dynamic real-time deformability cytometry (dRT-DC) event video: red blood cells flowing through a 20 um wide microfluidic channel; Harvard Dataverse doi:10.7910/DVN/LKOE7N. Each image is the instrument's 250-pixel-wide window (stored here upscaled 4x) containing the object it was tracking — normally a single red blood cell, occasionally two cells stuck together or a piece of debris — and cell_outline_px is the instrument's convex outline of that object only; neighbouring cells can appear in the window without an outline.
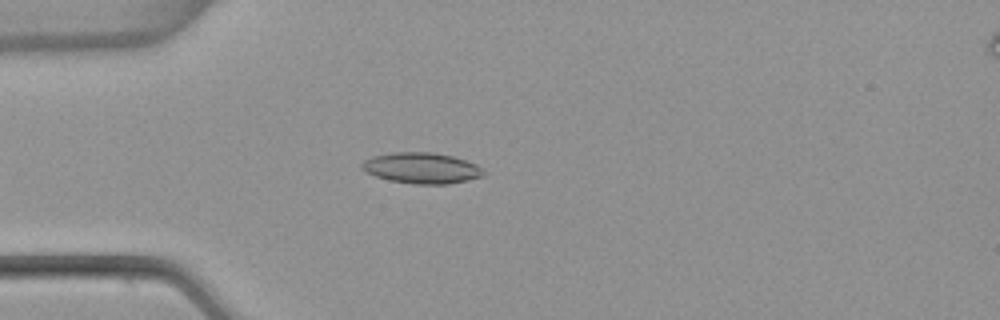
{"species": "common noctule bat (a hibernating species)", "species_latin": "Nyctalus noctula", "temperature_condition": "warm", "stored_images_in_passage": 5, "camera_frame_rate_fps": 3000, "um_per_image_px": 0.085, "animal": {"sex": "female", "body_mass_g": 22.7, "forearm_length_mm": 54.2}, "frame": {"image": 1, "passage_image": 5, "time_ms": 1.333, "image_size_px": [1000, 320], "cell_outline_px": [[484, 176], [468, 180], [448, 184], [416, 184], [388, 180], [376, 176], [360, 168], [360, 164], [364, 160], [372, 156], [392, 152], [432, 152], [452, 156], [476, 164], [484, 172]], "centroid_in_image_um": [35.81, 14.28], "position_along_channel_um": 49.2, "area_um2": 21.85}}